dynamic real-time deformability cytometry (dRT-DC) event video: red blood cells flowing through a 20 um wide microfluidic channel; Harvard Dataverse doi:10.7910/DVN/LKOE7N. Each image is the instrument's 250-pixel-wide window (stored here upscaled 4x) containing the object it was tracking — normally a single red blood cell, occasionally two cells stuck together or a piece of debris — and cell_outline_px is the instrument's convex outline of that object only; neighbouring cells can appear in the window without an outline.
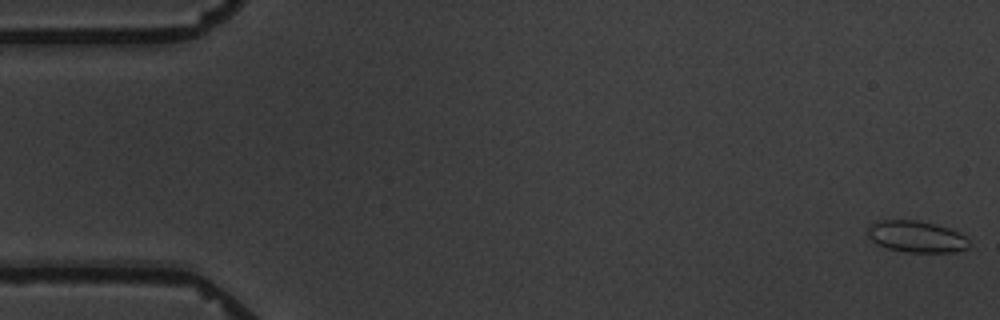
{"species": "common noctule bat (a hibernating species)", "species_latin": "Nyctalus noctula", "temperature_condition": "warm", "stored_images_in_passage": 5, "camera_frame_rate_fps": 3000, "um_per_image_px": 0.085, "animal": {"sex": "male", "body_mass_g": 19.5, "forearm_length_mm": 54.6}, "frame": {"image": 1, "passage_image": 1, "time_ms": 0.0, "image_size_px": [1000, 320], "cell_outline_px": [[968, 248], [952, 252], [908, 252], [888, 248], [876, 244], [868, 236], [868, 228], [872, 224], [880, 220], [920, 220], [936, 224], [960, 232], [968, 240]], "centroid_in_image_um": [77.9, 20.1], "position_along_channel_um": 7.1, "area_um2": 18.55}}